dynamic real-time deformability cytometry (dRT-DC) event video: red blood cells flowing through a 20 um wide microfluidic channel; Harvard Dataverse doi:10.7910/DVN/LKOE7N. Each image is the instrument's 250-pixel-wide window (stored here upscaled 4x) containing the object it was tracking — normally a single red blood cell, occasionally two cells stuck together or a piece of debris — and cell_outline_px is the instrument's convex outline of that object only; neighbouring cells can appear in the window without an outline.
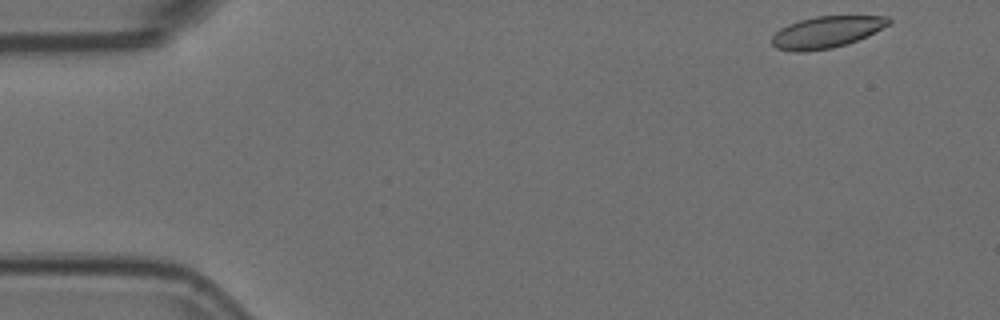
{"species": "Egyptian fruit bat (a non-hibernating species)", "species_latin": "Rousettus aegyptiacus", "temperature_condition": "room temperature", "stored_images_in_passage": 53, "camera_frame_rate_fps": 3000, "um_per_image_px": 0.085, "animal": {"sex": "female"}, "frame": {"image": 1, "passage_image": 1, "time_ms": 0.0, "image_size_px": [1000, 320], "cell_outline_px": [[892, 20], [888, 24], [848, 44], [832, 48], [800, 52], [796, 52], [776, 48], [772, 44], [772, 36], [780, 28], [788, 24], [800, 20], [816, 16], [888, 16]], "centroid_in_image_um": [70.2, 2.73], "position_along_channel_um": 14.8, "area_um2": 21.21}}
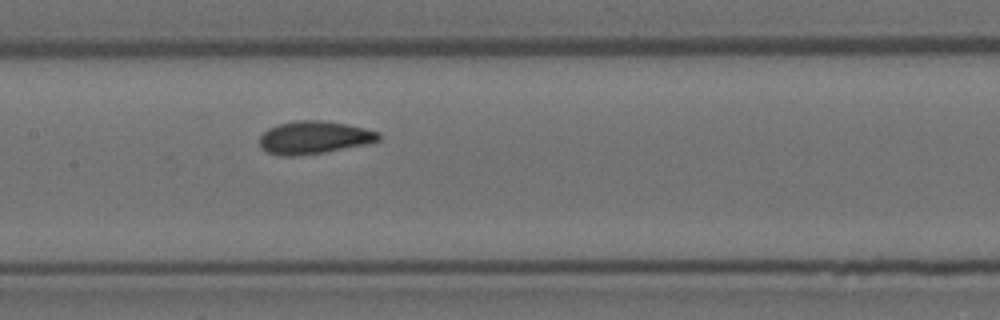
{"frame": {"image": 2, "passage_image": 24, "time_ms": 7.667, "image_size_px": [1000, 320], "cell_outline_px": [[380, 140], [368, 144], [324, 152], [292, 156], [284, 156], [268, 152], [260, 148], [260, 136], [268, 128], [280, 124], [296, 120], [320, 120], [344, 124], [364, 128], [380, 132]], "centroid_in_image_um": [26.7, 11.69], "position_along_channel_um": 180.7, "area_um2": 22.6}}
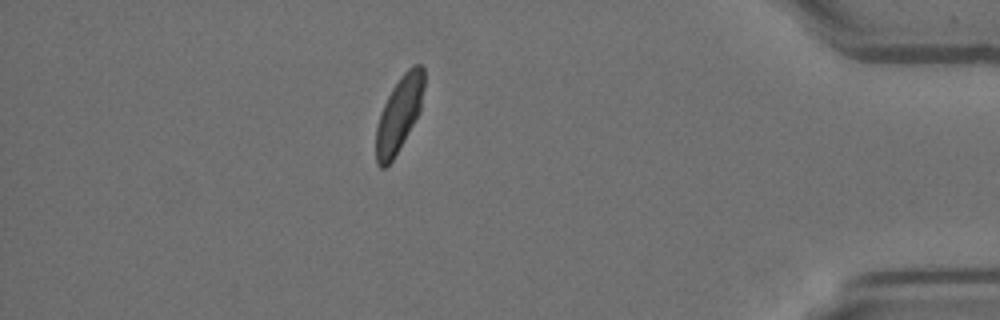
{"frame": {"image": 3, "passage_image": 46, "time_ms": 15.0, "image_size_px": [1000, 320], "cell_outline_px": [[424, 88], [420, 112], [392, 160], [384, 168], [380, 168], [376, 164], [376, 128], [384, 104], [392, 88], [400, 76], [412, 64], [420, 64], [424, 68]], "centroid_in_image_um": [33.93, 9.67], "position_along_channel_um": 401.3, "area_um2": 20.87}, "authors_computed_cell_mechanics": {"area_um2": 22.1952, "velocity_mm_per_s": 3.5904, "shape_relaxation_time_tau1_ms": 4.4485, "shape_relaxation_time_tau2_ms": 0.8651, "deformation_change_tau1": 0.1179, "deformation_change_tau2": 0.0555}}